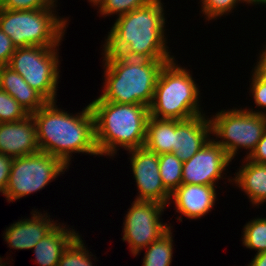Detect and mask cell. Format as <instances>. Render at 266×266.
<instances>
[{
  "instance_id": "obj_1",
  "label": "cell",
  "mask_w": 266,
  "mask_h": 266,
  "mask_svg": "<svg viewBox=\"0 0 266 266\" xmlns=\"http://www.w3.org/2000/svg\"><path fill=\"white\" fill-rule=\"evenodd\" d=\"M164 4L155 0L117 17L105 37L102 54L131 59L174 60L167 45Z\"/></svg>"
},
{
  "instance_id": "obj_2",
  "label": "cell",
  "mask_w": 266,
  "mask_h": 266,
  "mask_svg": "<svg viewBox=\"0 0 266 266\" xmlns=\"http://www.w3.org/2000/svg\"><path fill=\"white\" fill-rule=\"evenodd\" d=\"M56 103L47 102L31 114L40 151L57 157L68 168L75 153L99 156L90 104L73 114L58 108Z\"/></svg>"
},
{
  "instance_id": "obj_3",
  "label": "cell",
  "mask_w": 266,
  "mask_h": 266,
  "mask_svg": "<svg viewBox=\"0 0 266 266\" xmlns=\"http://www.w3.org/2000/svg\"><path fill=\"white\" fill-rule=\"evenodd\" d=\"M104 81L93 101L150 106L161 69L172 60H145L103 54Z\"/></svg>"
},
{
  "instance_id": "obj_4",
  "label": "cell",
  "mask_w": 266,
  "mask_h": 266,
  "mask_svg": "<svg viewBox=\"0 0 266 266\" xmlns=\"http://www.w3.org/2000/svg\"><path fill=\"white\" fill-rule=\"evenodd\" d=\"M94 115L95 143L100 156L114 157L121 147H144L149 107L107 101L89 103Z\"/></svg>"
},
{
  "instance_id": "obj_5",
  "label": "cell",
  "mask_w": 266,
  "mask_h": 266,
  "mask_svg": "<svg viewBox=\"0 0 266 266\" xmlns=\"http://www.w3.org/2000/svg\"><path fill=\"white\" fill-rule=\"evenodd\" d=\"M200 94L202 93L190 70L179 65L175 58L166 63L159 73L149 106V116L187 120L206 114L201 109Z\"/></svg>"
},
{
  "instance_id": "obj_6",
  "label": "cell",
  "mask_w": 266,
  "mask_h": 266,
  "mask_svg": "<svg viewBox=\"0 0 266 266\" xmlns=\"http://www.w3.org/2000/svg\"><path fill=\"white\" fill-rule=\"evenodd\" d=\"M56 8L8 10L0 8V29L16 48L57 47L64 39L69 17L56 14Z\"/></svg>"
},
{
  "instance_id": "obj_7",
  "label": "cell",
  "mask_w": 266,
  "mask_h": 266,
  "mask_svg": "<svg viewBox=\"0 0 266 266\" xmlns=\"http://www.w3.org/2000/svg\"><path fill=\"white\" fill-rule=\"evenodd\" d=\"M209 118L214 140L231 160L236 159L241 148L247 150L248 158L266 130V115L252 113L247 107L222 109Z\"/></svg>"
},
{
  "instance_id": "obj_8",
  "label": "cell",
  "mask_w": 266,
  "mask_h": 266,
  "mask_svg": "<svg viewBox=\"0 0 266 266\" xmlns=\"http://www.w3.org/2000/svg\"><path fill=\"white\" fill-rule=\"evenodd\" d=\"M59 46L18 47L8 64L24 81L38 91L48 102H57L60 78Z\"/></svg>"
},
{
  "instance_id": "obj_9",
  "label": "cell",
  "mask_w": 266,
  "mask_h": 266,
  "mask_svg": "<svg viewBox=\"0 0 266 266\" xmlns=\"http://www.w3.org/2000/svg\"><path fill=\"white\" fill-rule=\"evenodd\" d=\"M68 169L60 159L41 151L13 158L5 199L13 203L38 192Z\"/></svg>"
},
{
  "instance_id": "obj_10",
  "label": "cell",
  "mask_w": 266,
  "mask_h": 266,
  "mask_svg": "<svg viewBox=\"0 0 266 266\" xmlns=\"http://www.w3.org/2000/svg\"><path fill=\"white\" fill-rule=\"evenodd\" d=\"M167 208L158 201L134 200L127 210L123 222V242H127L133 256L139 255L153 241L158 240L171 227L161 222Z\"/></svg>"
},
{
  "instance_id": "obj_11",
  "label": "cell",
  "mask_w": 266,
  "mask_h": 266,
  "mask_svg": "<svg viewBox=\"0 0 266 266\" xmlns=\"http://www.w3.org/2000/svg\"><path fill=\"white\" fill-rule=\"evenodd\" d=\"M232 160L212 137L191 159L183 162L182 184L217 186Z\"/></svg>"
},
{
  "instance_id": "obj_12",
  "label": "cell",
  "mask_w": 266,
  "mask_h": 266,
  "mask_svg": "<svg viewBox=\"0 0 266 266\" xmlns=\"http://www.w3.org/2000/svg\"><path fill=\"white\" fill-rule=\"evenodd\" d=\"M128 153L139 193L134 200L158 201L168 207L171 193L162 183L158 154L145 147L129 150Z\"/></svg>"
},
{
  "instance_id": "obj_13",
  "label": "cell",
  "mask_w": 266,
  "mask_h": 266,
  "mask_svg": "<svg viewBox=\"0 0 266 266\" xmlns=\"http://www.w3.org/2000/svg\"><path fill=\"white\" fill-rule=\"evenodd\" d=\"M209 116L201 114L187 120L174 119L172 153L182 162L191 159L212 136Z\"/></svg>"
},
{
  "instance_id": "obj_14",
  "label": "cell",
  "mask_w": 266,
  "mask_h": 266,
  "mask_svg": "<svg viewBox=\"0 0 266 266\" xmlns=\"http://www.w3.org/2000/svg\"><path fill=\"white\" fill-rule=\"evenodd\" d=\"M218 186H208L199 184H181L172 194L170 203H174L175 212L180 214L176 219L182 221L181 216L190 220H197L205 216L215 206L217 201ZM173 201V202H172Z\"/></svg>"
},
{
  "instance_id": "obj_15",
  "label": "cell",
  "mask_w": 266,
  "mask_h": 266,
  "mask_svg": "<svg viewBox=\"0 0 266 266\" xmlns=\"http://www.w3.org/2000/svg\"><path fill=\"white\" fill-rule=\"evenodd\" d=\"M37 210L31 211L29 219L21 218L5 229L3 238L10 249H33L41 239L59 224L58 220H52L47 212L42 214Z\"/></svg>"
},
{
  "instance_id": "obj_16",
  "label": "cell",
  "mask_w": 266,
  "mask_h": 266,
  "mask_svg": "<svg viewBox=\"0 0 266 266\" xmlns=\"http://www.w3.org/2000/svg\"><path fill=\"white\" fill-rule=\"evenodd\" d=\"M39 151L36 125L31 114L20 121L0 123L1 154L16 158Z\"/></svg>"
},
{
  "instance_id": "obj_17",
  "label": "cell",
  "mask_w": 266,
  "mask_h": 266,
  "mask_svg": "<svg viewBox=\"0 0 266 266\" xmlns=\"http://www.w3.org/2000/svg\"><path fill=\"white\" fill-rule=\"evenodd\" d=\"M241 165L235 177L228 178V181L239 187L249 202L259 208V205L266 203V164H258L244 157Z\"/></svg>"
},
{
  "instance_id": "obj_18",
  "label": "cell",
  "mask_w": 266,
  "mask_h": 266,
  "mask_svg": "<svg viewBox=\"0 0 266 266\" xmlns=\"http://www.w3.org/2000/svg\"><path fill=\"white\" fill-rule=\"evenodd\" d=\"M79 235L73 228L60 223L33 248L39 266H57L68 245Z\"/></svg>"
},
{
  "instance_id": "obj_19",
  "label": "cell",
  "mask_w": 266,
  "mask_h": 266,
  "mask_svg": "<svg viewBox=\"0 0 266 266\" xmlns=\"http://www.w3.org/2000/svg\"><path fill=\"white\" fill-rule=\"evenodd\" d=\"M0 89L10 96L32 114L43 107L48 101L34 88H31L24 78L8 65L0 66Z\"/></svg>"
},
{
  "instance_id": "obj_20",
  "label": "cell",
  "mask_w": 266,
  "mask_h": 266,
  "mask_svg": "<svg viewBox=\"0 0 266 266\" xmlns=\"http://www.w3.org/2000/svg\"><path fill=\"white\" fill-rule=\"evenodd\" d=\"M174 119L148 117L144 147L156 154L172 152Z\"/></svg>"
},
{
  "instance_id": "obj_21",
  "label": "cell",
  "mask_w": 266,
  "mask_h": 266,
  "mask_svg": "<svg viewBox=\"0 0 266 266\" xmlns=\"http://www.w3.org/2000/svg\"><path fill=\"white\" fill-rule=\"evenodd\" d=\"M172 227L158 240L153 241L144 253L141 266H171L174 240Z\"/></svg>"
},
{
  "instance_id": "obj_22",
  "label": "cell",
  "mask_w": 266,
  "mask_h": 266,
  "mask_svg": "<svg viewBox=\"0 0 266 266\" xmlns=\"http://www.w3.org/2000/svg\"><path fill=\"white\" fill-rule=\"evenodd\" d=\"M158 160L162 183L172 194L182 184L183 162L172 152L159 154Z\"/></svg>"
},
{
  "instance_id": "obj_23",
  "label": "cell",
  "mask_w": 266,
  "mask_h": 266,
  "mask_svg": "<svg viewBox=\"0 0 266 266\" xmlns=\"http://www.w3.org/2000/svg\"><path fill=\"white\" fill-rule=\"evenodd\" d=\"M242 244L256 254L266 251V217H256L248 221L242 232Z\"/></svg>"
},
{
  "instance_id": "obj_24",
  "label": "cell",
  "mask_w": 266,
  "mask_h": 266,
  "mask_svg": "<svg viewBox=\"0 0 266 266\" xmlns=\"http://www.w3.org/2000/svg\"><path fill=\"white\" fill-rule=\"evenodd\" d=\"M85 247L82 235H78L65 249L57 266H95L96 257Z\"/></svg>"
},
{
  "instance_id": "obj_25",
  "label": "cell",
  "mask_w": 266,
  "mask_h": 266,
  "mask_svg": "<svg viewBox=\"0 0 266 266\" xmlns=\"http://www.w3.org/2000/svg\"><path fill=\"white\" fill-rule=\"evenodd\" d=\"M155 0H104L97 8L100 17H111V15L122 16L137 8L146 6Z\"/></svg>"
},
{
  "instance_id": "obj_26",
  "label": "cell",
  "mask_w": 266,
  "mask_h": 266,
  "mask_svg": "<svg viewBox=\"0 0 266 266\" xmlns=\"http://www.w3.org/2000/svg\"><path fill=\"white\" fill-rule=\"evenodd\" d=\"M29 115L16 99L0 89V123L20 121Z\"/></svg>"
},
{
  "instance_id": "obj_27",
  "label": "cell",
  "mask_w": 266,
  "mask_h": 266,
  "mask_svg": "<svg viewBox=\"0 0 266 266\" xmlns=\"http://www.w3.org/2000/svg\"><path fill=\"white\" fill-rule=\"evenodd\" d=\"M201 3L202 15L208 22L210 20H216L224 15L232 13V11L238 6V4L244 3L243 0H199Z\"/></svg>"
},
{
  "instance_id": "obj_28",
  "label": "cell",
  "mask_w": 266,
  "mask_h": 266,
  "mask_svg": "<svg viewBox=\"0 0 266 266\" xmlns=\"http://www.w3.org/2000/svg\"><path fill=\"white\" fill-rule=\"evenodd\" d=\"M251 72V81H249L251 85L248 89L250 90L249 92L252 93L251 95H253L252 99H254V104L257 108L254 111V108H248L247 110L252 113L266 115V81L254 69H252ZM258 107H260L259 109L261 110H259Z\"/></svg>"
},
{
  "instance_id": "obj_29",
  "label": "cell",
  "mask_w": 266,
  "mask_h": 266,
  "mask_svg": "<svg viewBox=\"0 0 266 266\" xmlns=\"http://www.w3.org/2000/svg\"><path fill=\"white\" fill-rule=\"evenodd\" d=\"M49 0H0V8L8 10H39L56 8Z\"/></svg>"
},
{
  "instance_id": "obj_30",
  "label": "cell",
  "mask_w": 266,
  "mask_h": 266,
  "mask_svg": "<svg viewBox=\"0 0 266 266\" xmlns=\"http://www.w3.org/2000/svg\"><path fill=\"white\" fill-rule=\"evenodd\" d=\"M16 50L11 38L0 29V66L8 65Z\"/></svg>"
},
{
  "instance_id": "obj_31",
  "label": "cell",
  "mask_w": 266,
  "mask_h": 266,
  "mask_svg": "<svg viewBox=\"0 0 266 266\" xmlns=\"http://www.w3.org/2000/svg\"><path fill=\"white\" fill-rule=\"evenodd\" d=\"M12 160L13 158L0 153V193H2L1 195H4L8 184Z\"/></svg>"
},
{
  "instance_id": "obj_32",
  "label": "cell",
  "mask_w": 266,
  "mask_h": 266,
  "mask_svg": "<svg viewBox=\"0 0 266 266\" xmlns=\"http://www.w3.org/2000/svg\"><path fill=\"white\" fill-rule=\"evenodd\" d=\"M248 159L258 164H266V130Z\"/></svg>"
},
{
  "instance_id": "obj_33",
  "label": "cell",
  "mask_w": 266,
  "mask_h": 266,
  "mask_svg": "<svg viewBox=\"0 0 266 266\" xmlns=\"http://www.w3.org/2000/svg\"><path fill=\"white\" fill-rule=\"evenodd\" d=\"M258 56L253 69L266 81V61L260 55Z\"/></svg>"
},
{
  "instance_id": "obj_34",
  "label": "cell",
  "mask_w": 266,
  "mask_h": 266,
  "mask_svg": "<svg viewBox=\"0 0 266 266\" xmlns=\"http://www.w3.org/2000/svg\"><path fill=\"white\" fill-rule=\"evenodd\" d=\"M247 266H266V251L255 254L254 258Z\"/></svg>"
},
{
  "instance_id": "obj_35",
  "label": "cell",
  "mask_w": 266,
  "mask_h": 266,
  "mask_svg": "<svg viewBox=\"0 0 266 266\" xmlns=\"http://www.w3.org/2000/svg\"><path fill=\"white\" fill-rule=\"evenodd\" d=\"M104 0H88V2L94 6V7H98L103 3Z\"/></svg>"
},
{
  "instance_id": "obj_36",
  "label": "cell",
  "mask_w": 266,
  "mask_h": 266,
  "mask_svg": "<svg viewBox=\"0 0 266 266\" xmlns=\"http://www.w3.org/2000/svg\"><path fill=\"white\" fill-rule=\"evenodd\" d=\"M263 48L261 49L262 51H260V53L258 54L266 61V45H264Z\"/></svg>"
},
{
  "instance_id": "obj_37",
  "label": "cell",
  "mask_w": 266,
  "mask_h": 266,
  "mask_svg": "<svg viewBox=\"0 0 266 266\" xmlns=\"http://www.w3.org/2000/svg\"><path fill=\"white\" fill-rule=\"evenodd\" d=\"M243 1L245 2L246 5L247 4H249V5L252 4V6L256 5L259 2V0H243Z\"/></svg>"
},
{
  "instance_id": "obj_38",
  "label": "cell",
  "mask_w": 266,
  "mask_h": 266,
  "mask_svg": "<svg viewBox=\"0 0 266 266\" xmlns=\"http://www.w3.org/2000/svg\"><path fill=\"white\" fill-rule=\"evenodd\" d=\"M266 5V0H259V2L256 5Z\"/></svg>"
},
{
  "instance_id": "obj_39",
  "label": "cell",
  "mask_w": 266,
  "mask_h": 266,
  "mask_svg": "<svg viewBox=\"0 0 266 266\" xmlns=\"http://www.w3.org/2000/svg\"><path fill=\"white\" fill-rule=\"evenodd\" d=\"M53 5H55V6H57V2H58V0H49Z\"/></svg>"
}]
</instances>
